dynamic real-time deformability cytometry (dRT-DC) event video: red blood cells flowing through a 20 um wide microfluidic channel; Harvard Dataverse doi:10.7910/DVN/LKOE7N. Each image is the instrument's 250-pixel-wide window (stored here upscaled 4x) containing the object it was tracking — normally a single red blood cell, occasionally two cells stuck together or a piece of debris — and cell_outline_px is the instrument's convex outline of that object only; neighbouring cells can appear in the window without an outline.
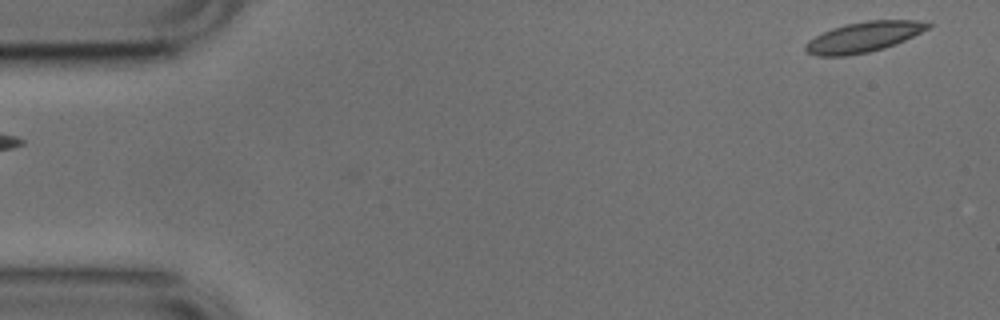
{"species": "common noctule bat (a hibernating species)", "species_latin": "Nyctalus noctula", "temperature_condition": "cold", "stored_images_in_passage": 4, "segment_of_instrument_passage": [2, 2], "camera_frame_rate_fps": 3000, "um_per_image_px": 0.085, "animal": {"sex": "male", "body_mass_g": 17.9, "forearm_length_mm": 54.2}, "frame": {"image": 1, "passage_image": 4, "time_ms": 1.0, "image_size_px": [1000, 320], "cell_outline_px": [[932, 24], [928, 28], [904, 40], [884, 48], [868, 52], [844, 56], [816, 56], [808, 52], [804, 48], [804, 44], [808, 40], [832, 28], [844, 24], [868, 20], [916, 20]], "centroid_in_image_um": [73.36, 3.14], "position_along_channel_um": 11.6, "area_um2": 21.39}}